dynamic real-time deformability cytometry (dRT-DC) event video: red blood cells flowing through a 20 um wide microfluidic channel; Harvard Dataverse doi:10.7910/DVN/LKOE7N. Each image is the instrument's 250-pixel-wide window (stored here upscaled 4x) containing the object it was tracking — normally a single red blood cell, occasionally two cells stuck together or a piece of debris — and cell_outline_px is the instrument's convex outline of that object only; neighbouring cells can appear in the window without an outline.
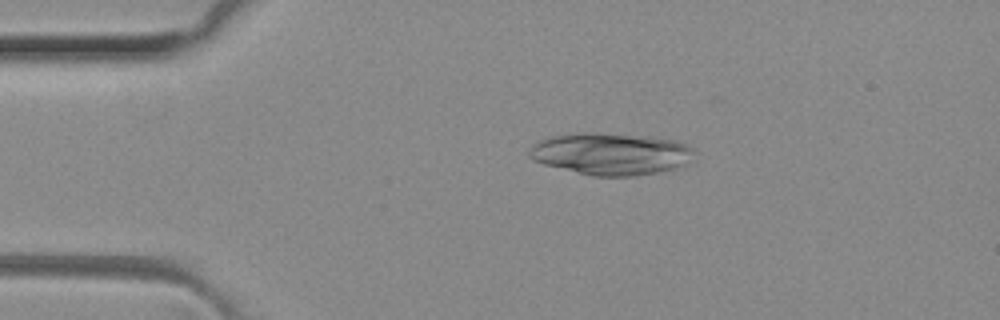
{"species": "common noctule bat (a hibernating species)", "species_latin": "Nyctalus noctula", "temperature_condition": "room temperature", "stored_images_in_passage": 48, "camera_frame_rate_fps": 3000, "um_per_image_px": 0.085, "animal": {"sex": "female", "body_mass_g": 29.2, "forearm_length_mm": 56.3}, "frame": {"image": 1, "passage_image": 9, "time_ms": 2.667, "image_size_px": [1000, 320], "cell_outline_px": [[692, 148], [684, 164], [672, 168], [656, 172], [632, 176], [592, 176], [544, 164], [532, 160], [528, 156], [528, 152], [532, 144], [548, 136], [576, 132], [596, 132], [656, 136], [688, 144]], "centroid_in_image_um": [51.81, 13.04], "position_along_channel_um": 33.2, "area_um2": 40.34}}